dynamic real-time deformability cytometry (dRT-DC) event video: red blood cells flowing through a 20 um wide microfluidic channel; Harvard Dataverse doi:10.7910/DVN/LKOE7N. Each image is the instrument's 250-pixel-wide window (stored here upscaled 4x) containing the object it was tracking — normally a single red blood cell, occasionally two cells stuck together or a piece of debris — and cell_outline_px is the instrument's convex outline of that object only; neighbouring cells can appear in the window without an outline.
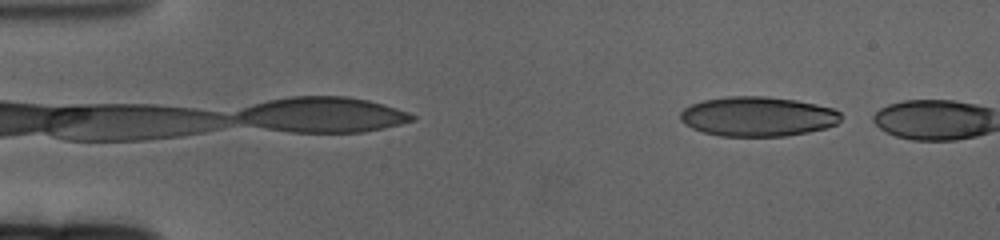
{"species": "human", "species_latin": "Homo sapiens", "temperature_condition": "cold", "stored_images_in_passage": 44, "camera_frame_rate_fps": 3000, "um_per_image_px": 0.085, "donor": {"sex": "female"}, "frame": {"image": 1, "passage_image": 3, "time_ms": 0.667, "image_size_px": [1000, 240], "cell_outline_px": [[840, 120], [836, 124], [824, 128], [808, 132], [784, 136], [720, 136], [704, 132], [692, 128], [684, 124], [680, 120], [680, 112], [684, 108], [692, 104], [704, 100], [728, 96], [764, 96], [796, 100], [816, 104], [832, 108], [840, 112]], "centroid_in_image_um": [64.38, 9.9], "position_along_channel_um": 20.6, "area_um2": 37.05}}
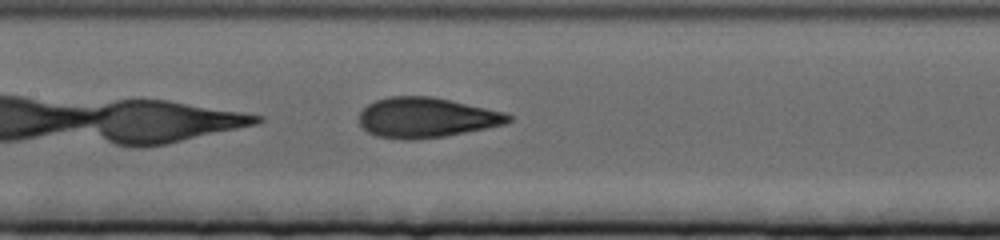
{"frame": {"image": 2, "passage_image": 14, "time_ms": 4.333, "image_size_px": [1000, 240], "cell_outline_px": [[512, 120], [504, 124], [444, 136], [416, 140], [400, 140], [376, 136], [368, 132], [360, 124], [360, 112], [368, 104], [376, 100], [388, 96], [432, 96], [504, 112], [512, 116]], "centroid_in_image_um": [36.2, 10.0], "position_along_channel_um": 171.2, "area_um2": 34.74}}
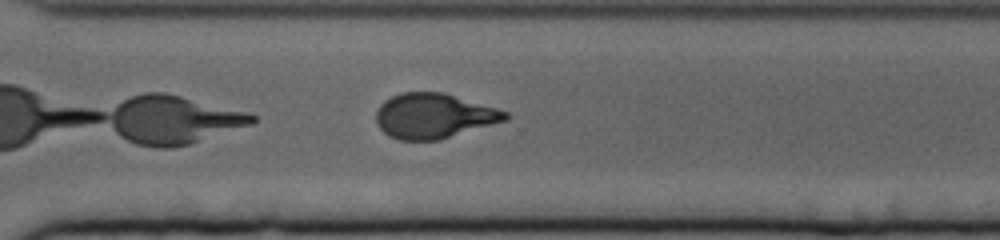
{"frame": {"image": 3, "passage_image": 29, "time_ms": 9.333, "image_size_px": [1000, 240], "cell_outline_px": [[512, 116], [508, 120], [436, 140], [400, 140], [388, 136], [376, 124], [376, 112], [380, 104], [384, 100], [392, 96], [404, 92], [444, 92], [496, 108], [508, 112]], "centroid_in_image_um": [36.87, 9.84], "position_along_channel_um": 333.7, "area_um2": 33.81}, "authors_computed_cell_mechanics": {"area_um2": 34.2176, "velocity_mm_per_s": 3.2605, "shape_relaxation_time_tau1_ms": 4.9383, "shape_relaxation_time_tau2_ms": 1.0944, "deformation_change_tau1": 0.1839, "deformation_change_tau2": 0.0676}}